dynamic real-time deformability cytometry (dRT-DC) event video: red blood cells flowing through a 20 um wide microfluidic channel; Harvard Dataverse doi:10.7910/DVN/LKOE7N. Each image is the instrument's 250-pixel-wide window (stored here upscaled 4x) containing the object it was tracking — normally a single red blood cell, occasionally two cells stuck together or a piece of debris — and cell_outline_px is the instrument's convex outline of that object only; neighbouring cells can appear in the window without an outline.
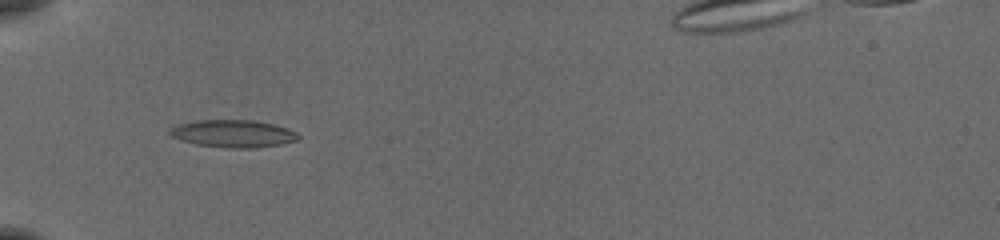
{"species": "common noctule bat (a hibernating species)", "species_latin": "Nyctalus noctula", "temperature_condition": "cold", "stored_images_in_passage": 34, "camera_frame_rate_fps": 3000, "um_per_image_px": 0.085, "animal": {"sex": "female", "body_mass_g": 19.5, "forearm_length_mm": 54.1}, "frame": {"image": 1, "passage_image": 1, "time_ms": 0.0, "image_size_px": [1000, 240], "cell_outline_px": [[300, 140], [280, 144], [252, 148], [232, 148], [196, 144], [180, 140], [172, 136], [168, 132], [168, 128], [180, 124], [196, 120], [256, 120], [288, 128], [296, 132], [300, 136]], "centroid_in_image_um": [19.83, 11.35], "position_along_channel_um": 65.2, "area_um2": 20.58}}
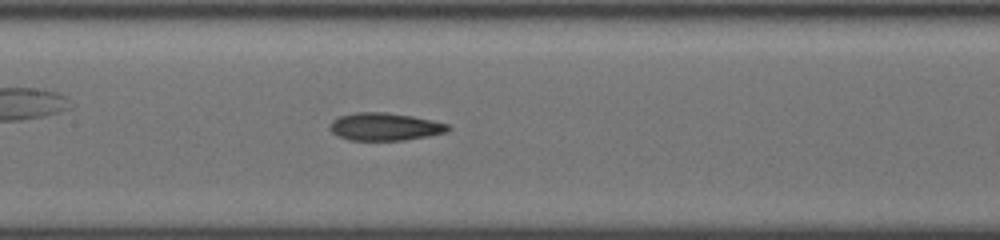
{"frame": {"image": 2, "passage_image": 10, "time_ms": 3.0, "image_size_px": [1000, 240], "cell_outline_px": [[452, 128], [448, 132], [428, 136], [404, 140], [348, 140], [332, 132], [328, 128], [332, 120], [340, 116], [356, 112], [384, 112], [412, 116], [432, 120], [448, 124]], "centroid_in_image_um": [32.73, 10.77], "position_along_channel_um": 174.7, "area_um2": 19.07}}
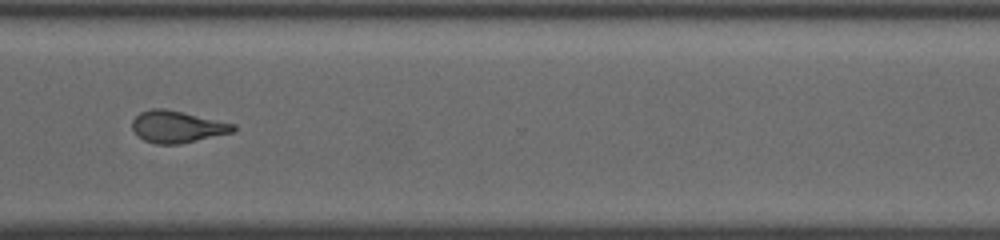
{"frame": {"image": 3, "passage_image": 24, "time_ms": 7.667, "image_size_px": [1000, 240], "cell_outline_px": [[236, 132], [180, 144], [156, 144], [144, 140], [136, 136], [132, 128], [132, 120], [140, 112], [152, 108], [164, 108], [236, 124]], "centroid_in_image_um": [15.06, 10.78], "position_along_channel_um": 355.5, "area_um2": 18.96}, "authors_computed_cell_mechanics": {"area_um2": 18.6405, "velocity_mm_per_s": 3.881, "shape_relaxation_time_tau1_ms": 8.9094, "shape_relaxation_time_tau2_ms": 2.3758, "deformation_change_tau1": 0.2471, "deformation_change_tau2": 0.1122}}